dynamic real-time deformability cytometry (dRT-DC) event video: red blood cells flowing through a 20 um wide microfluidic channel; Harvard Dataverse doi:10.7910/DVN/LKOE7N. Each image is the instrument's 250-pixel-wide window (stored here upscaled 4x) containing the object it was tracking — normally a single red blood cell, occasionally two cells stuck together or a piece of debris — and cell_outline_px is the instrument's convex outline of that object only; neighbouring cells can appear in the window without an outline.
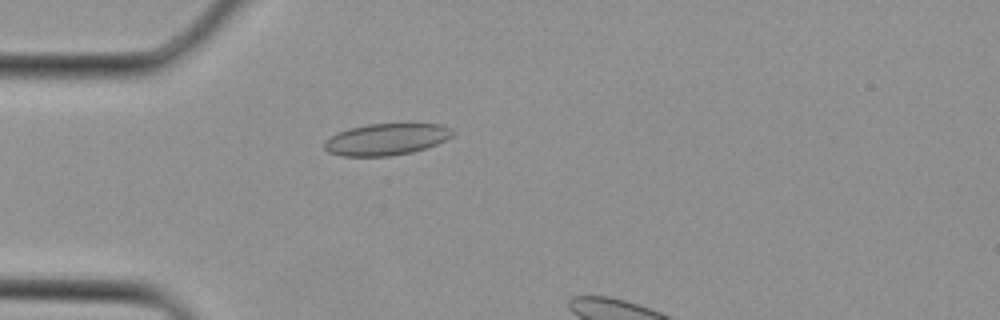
{"species": "Egyptian fruit bat (a non-hibernating species)", "species_latin": "Rousettus aegyptiacus", "temperature_condition": "cold", "stored_images_in_passage": 3, "camera_frame_rate_fps": 3000, "um_per_image_px": 0.085, "animal": {"sex": "female"}, "frame": {"image": 1, "passage_image": 2, "time_ms": 0.333, "image_size_px": [1000, 320], "cell_outline_px": [[452, 136], [428, 148], [412, 152], [388, 156], [340, 156], [328, 152], [324, 148], [324, 140], [340, 132], [352, 128], [368, 124], [440, 124], [452, 128]], "centroid_in_image_um": [32.83, 11.85], "position_along_channel_um": 52.2, "area_um2": 23.47}}